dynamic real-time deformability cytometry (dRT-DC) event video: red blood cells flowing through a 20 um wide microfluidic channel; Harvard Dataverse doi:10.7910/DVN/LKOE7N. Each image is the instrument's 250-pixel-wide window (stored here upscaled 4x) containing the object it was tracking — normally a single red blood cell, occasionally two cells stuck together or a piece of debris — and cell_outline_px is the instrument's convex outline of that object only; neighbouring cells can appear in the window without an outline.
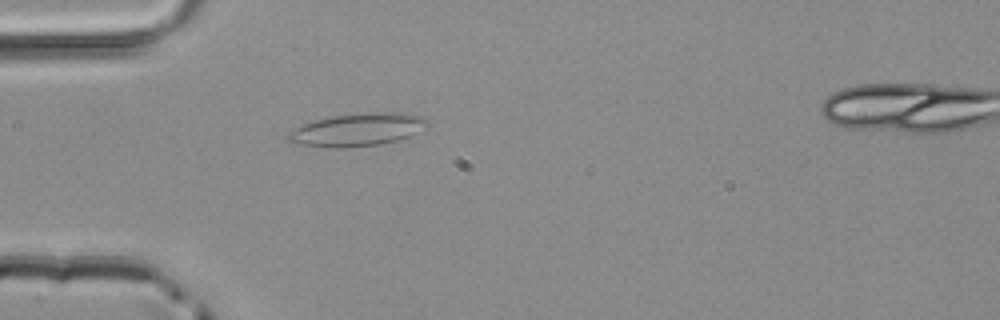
{"species": "common noctule bat (a hibernating species)", "species_latin": "Nyctalus noctula", "temperature_condition": "room temperature", "stored_images_in_passage": 37, "segment_of_instrument_passage": [1, 2], "camera_frame_rate_fps": 3000, "um_per_image_px": 0.085, "animal": {"sex": "male", "body_mass_g": 20.4}, "frame": {"image": 1, "passage_image": 1, "time_ms": 0.0, "image_size_px": [1000, 320], "cell_outline_px": [[428, 128], [408, 136], [396, 140], [376, 144], [340, 148], [328, 148], [292, 144], [288, 140], [288, 132], [292, 128], [316, 120], [332, 116], [364, 112], [404, 112], [424, 116], [428, 120]], "centroid_in_image_um": [30.38, 11.01], "position_along_channel_um": 54.6, "area_um2": 26.93}}
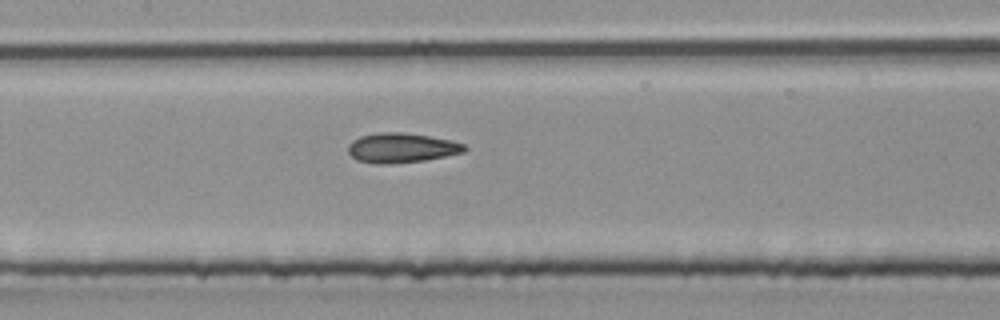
{"frame": {"image": 2, "passage_image": 10, "time_ms": 3.0, "image_size_px": [1000, 320], "cell_outline_px": [[468, 148], [464, 152], [424, 160], [388, 164], [376, 164], [356, 160], [348, 152], [348, 144], [352, 140], [360, 136], [380, 132], [404, 132], [452, 140], [464, 144]], "centroid_in_image_um": [34.11, 12.56], "position_along_channel_um": 173.3, "area_um2": 20.17}}
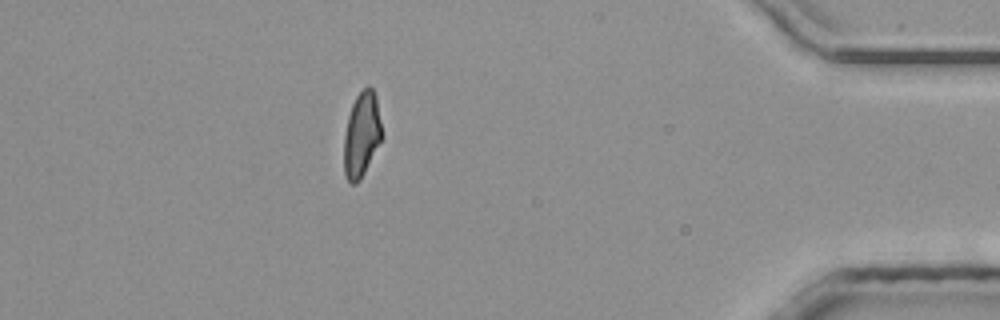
{"frame": {"image": 3, "passage_image": 30, "time_ms": 9.667, "image_size_px": [1000, 320], "cell_outline_px": [[380, 140], [360, 180], [356, 184], [352, 184], [348, 180], [344, 172], [344, 136], [348, 116], [352, 104], [356, 96], [368, 84], [372, 88], [376, 96], [380, 120]], "centroid_in_image_um": [30.71, 11.42], "position_along_channel_um": 404.5, "area_um2": 18.26}}